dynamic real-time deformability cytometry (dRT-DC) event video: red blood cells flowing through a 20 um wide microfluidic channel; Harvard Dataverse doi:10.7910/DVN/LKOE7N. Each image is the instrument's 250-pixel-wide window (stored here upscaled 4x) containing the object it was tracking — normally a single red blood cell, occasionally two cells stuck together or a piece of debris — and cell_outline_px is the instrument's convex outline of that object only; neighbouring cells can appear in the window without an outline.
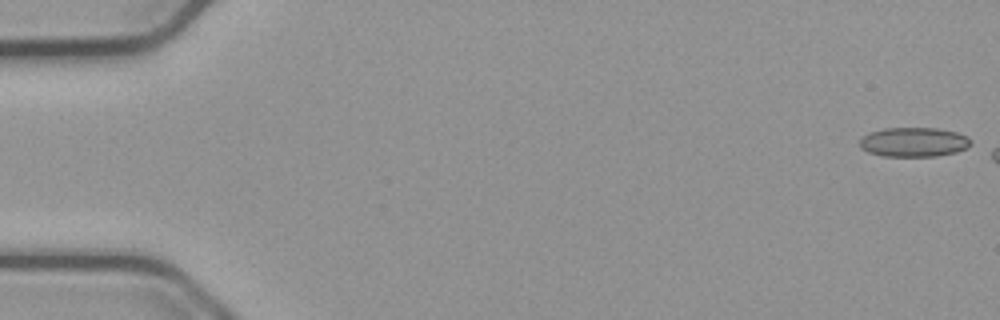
{"species": "common noctule bat (a hibernating species)", "species_latin": "Nyctalus noctula", "temperature_condition": "cold", "stored_images_in_passage": 7, "camera_frame_rate_fps": 3000, "um_per_image_px": 0.085, "animal": {"sex": "male", "body_mass_g": 23.1, "forearm_length_mm": 52.7}, "frame": {"image": 1, "passage_image": 1, "time_ms": 0.0, "image_size_px": [1000, 320], "cell_outline_px": [[972, 144], [968, 148], [956, 152], [936, 156], [880, 156], [868, 152], [860, 148], [860, 140], [868, 132], [884, 128], [936, 128], [956, 132], [968, 136], [972, 140]], "centroid_in_image_um": [77.69, 12.08], "position_along_channel_um": 7.3, "area_um2": 19.25}}